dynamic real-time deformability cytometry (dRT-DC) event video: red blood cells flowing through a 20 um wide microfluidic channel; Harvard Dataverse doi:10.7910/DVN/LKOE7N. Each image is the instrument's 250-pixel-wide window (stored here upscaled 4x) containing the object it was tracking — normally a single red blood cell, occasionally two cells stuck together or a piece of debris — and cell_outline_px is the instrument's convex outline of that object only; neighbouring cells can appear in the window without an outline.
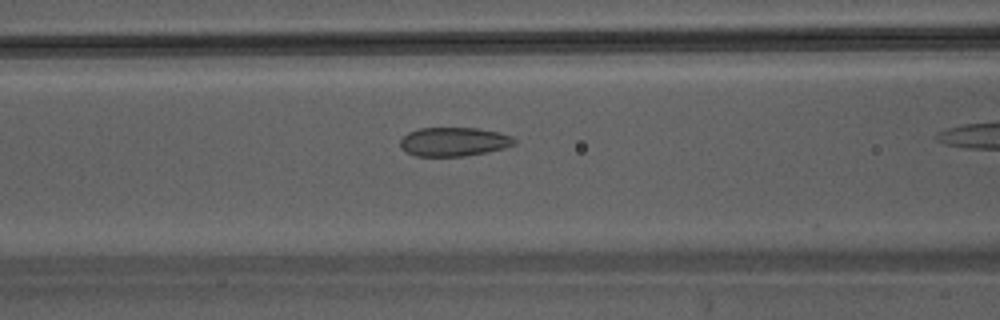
{"species": "Egyptian fruit bat (a non-hibernating species)", "species_latin": "Rousettus aegyptiacus", "temperature_condition": "warm", "stored_images_in_passage": 25, "camera_frame_rate_fps": 3000, "um_per_image_px": 0.085, "animal": {"sex": "male"}, "frame": {"image": 1, "passage_image": 8, "time_ms": 2.333, "image_size_px": [1000, 320], "cell_outline_px": [[516, 144], [504, 148], [464, 156], [416, 156], [404, 152], [400, 144], [400, 140], [408, 132], [420, 128], [476, 128], [500, 132], [512, 136], [516, 140]], "centroid_in_image_um": [38.57, 12.04], "position_along_channel_um": 128.0, "area_um2": 19.25}}
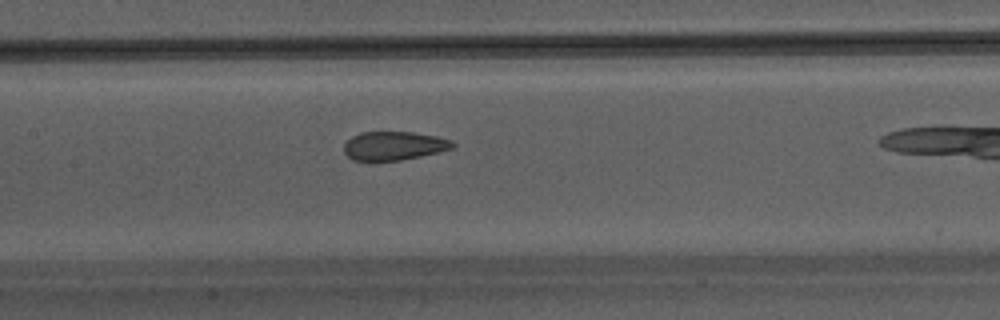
{"frame": {"image": 2, "passage_image": 11, "time_ms": 3.333, "image_size_px": [1000, 320], "cell_outline_px": [[456, 144], [452, 148], [420, 156], [400, 160], [372, 164], [352, 160], [344, 152], [344, 144], [352, 136], [360, 132], [412, 132], [436, 136], [452, 140]], "centroid_in_image_um": [33.41, 12.43], "position_along_channel_um": 174.0, "area_um2": 18.67}}